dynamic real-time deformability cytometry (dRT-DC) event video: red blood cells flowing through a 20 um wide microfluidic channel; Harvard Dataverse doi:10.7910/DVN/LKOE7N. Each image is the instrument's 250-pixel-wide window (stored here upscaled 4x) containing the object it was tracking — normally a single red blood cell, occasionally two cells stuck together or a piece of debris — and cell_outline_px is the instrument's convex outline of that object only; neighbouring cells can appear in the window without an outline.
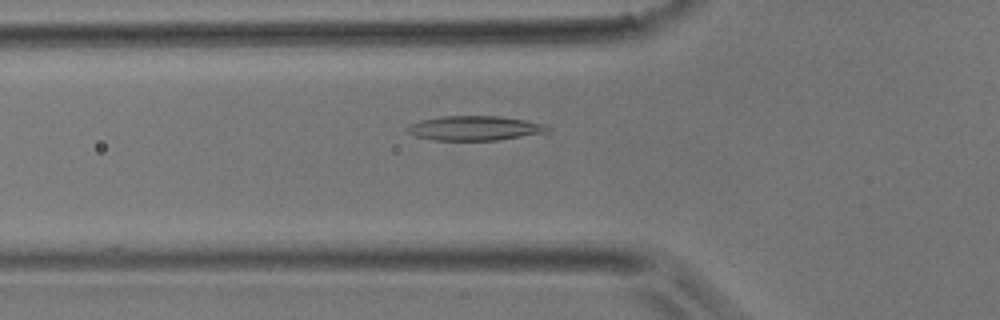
{"species": "common noctule bat (a hibernating species)", "species_latin": "Nyctalus noctula", "temperature_condition": "room temperature", "stored_images_in_passage": 6, "camera_frame_rate_fps": 3000, "um_per_image_px": 0.085, "animal": {"sex": "male", "body_mass_g": 17.9}, "frame": {"image": 1, "passage_image": 6, "time_ms": 1.667, "image_size_px": [1000, 320], "cell_outline_px": [[552, 132], [496, 140], [432, 140], [416, 136], [408, 132], [404, 128], [408, 124], [420, 120], [440, 116], [496, 116], [524, 120], [548, 124], [552, 128]], "centroid_in_image_um": [40.38, 10.89], "position_along_channel_um": 85.4, "area_um2": 20.35}}